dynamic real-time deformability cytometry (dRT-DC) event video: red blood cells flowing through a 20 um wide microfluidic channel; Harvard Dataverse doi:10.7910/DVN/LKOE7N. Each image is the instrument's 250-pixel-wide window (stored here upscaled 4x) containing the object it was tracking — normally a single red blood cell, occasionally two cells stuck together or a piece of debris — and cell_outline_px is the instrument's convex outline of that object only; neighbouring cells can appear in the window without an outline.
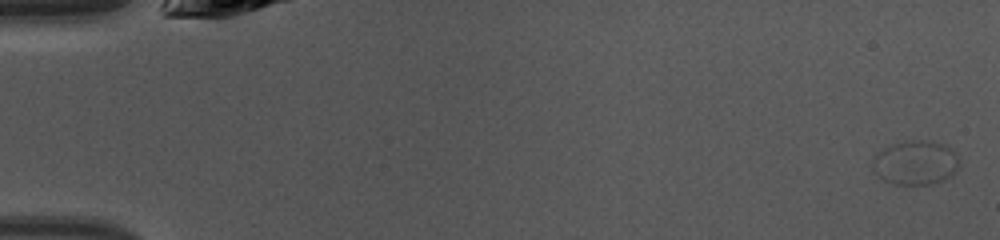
{"species": "common noctule bat (a hibernating species)", "species_latin": "Nyctalus noctula", "temperature_condition": "warm", "stored_images_in_passage": 46, "camera_frame_rate_fps": 3000, "um_per_image_px": 0.085, "animal": {"sex": "female", "body_mass_g": 10.0, "forearm_length_mm": 53.1}, "frame": {"image": 1, "passage_image": 1, "time_ms": 0.0, "image_size_px": [1000, 240], "cell_outline_px": [[960, 160], [956, 172], [952, 176], [944, 180], [932, 184], [892, 184], [884, 180], [872, 172], [872, 160], [876, 152], [884, 148], [896, 144], [912, 140], [928, 140], [944, 144], [956, 152]], "centroid_in_image_um": [77.83, 13.84], "position_along_channel_um": 7.2, "area_um2": 22.66}}
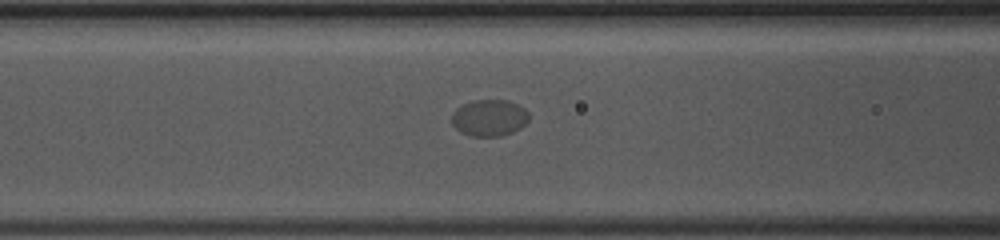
{"frame": {"image": 2, "passage_image": 19, "time_ms": 6.0, "image_size_px": [1000, 240], "cell_outline_px": [[528, 120], [520, 128], [504, 136], [468, 136], [460, 132], [452, 124], [452, 112], [460, 104], [472, 100], [508, 100], [524, 108], [528, 112]], "centroid_in_image_um": [41.55, 10.01], "position_along_channel_um": 125.0, "area_um2": 16.65}}
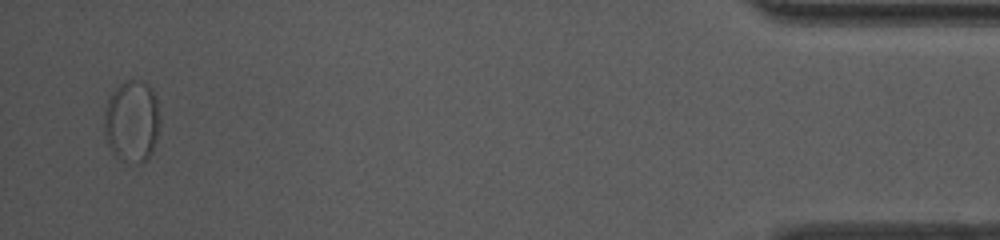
{"frame": {"image": 3, "passage_image": 45, "time_ms": 14.667, "image_size_px": [1000, 240], "cell_outline_px": [[160, 124], [156, 140], [152, 152], [140, 164], [120, 160], [112, 152], [108, 144], [104, 128], [104, 116], [108, 100], [112, 92], [124, 80], [144, 80], [152, 88], [156, 100]], "centroid_in_image_um": [11.22, 10.3], "position_along_channel_um": 424.0, "area_um2": 26.65}}